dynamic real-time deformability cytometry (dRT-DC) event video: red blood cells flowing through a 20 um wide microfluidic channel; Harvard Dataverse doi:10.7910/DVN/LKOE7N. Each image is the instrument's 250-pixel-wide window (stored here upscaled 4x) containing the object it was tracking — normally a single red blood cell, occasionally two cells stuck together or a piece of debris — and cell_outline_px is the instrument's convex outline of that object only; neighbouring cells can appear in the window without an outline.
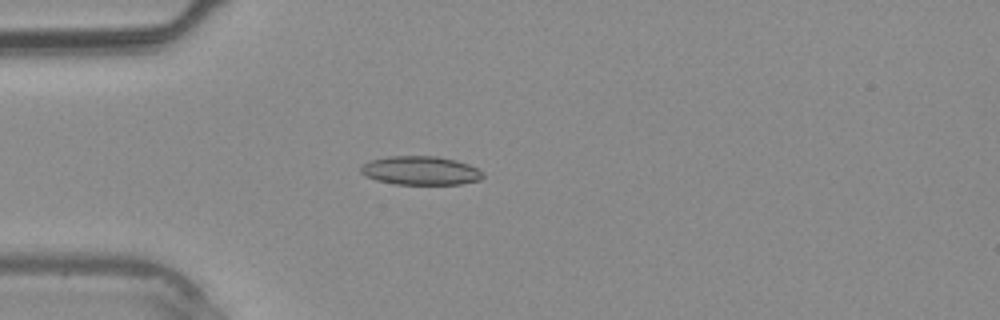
{"species": "common noctule bat (a hibernating species)", "species_latin": "Nyctalus noctula", "temperature_condition": "warm", "stored_images_in_passage": 31, "camera_frame_rate_fps": 3000, "um_per_image_px": 0.085, "animal": {"sex": "male", "body_mass_g": 20.4}, "frame": {"image": 1, "passage_image": 3, "time_ms": 0.667, "image_size_px": [1000, 320], "cell_outline_px": [[484, 176], [480, 180], [460, 184], [396, 184], [376, 180], [364, 176], [360, 172], [360, 164], [372, 160], [388, 156], [436, 156], [456, 160], [468, 164], [484, 172]], "centroid_in_image_um": [35.73, 14.5], "position_along_channel_um": 49.3, "area_um2": 20.58}}
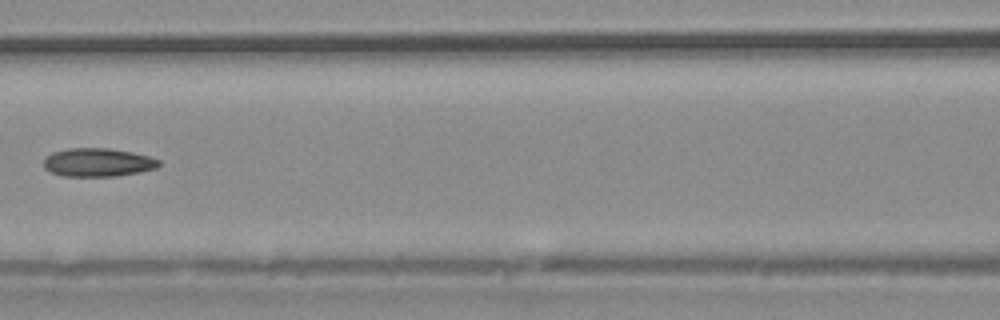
{"frame": {"image": 2, "passage_image": 10, "time_ms": 3.0, "image_size_px": [1000, 320], "cell_outline_px": [[160, 164], [156, 168], [140, 172], [116, 176], [64, 176], [52, 172], [44, 168], [44, 156], [52, 152], [68, 148], [108, 148], [132, 152], [148, 156], [160, 160]], "centroid_in_image_um": [8.3, 13.8], "position_along_channel_um": 158.3, "area_um2": 19.13}}
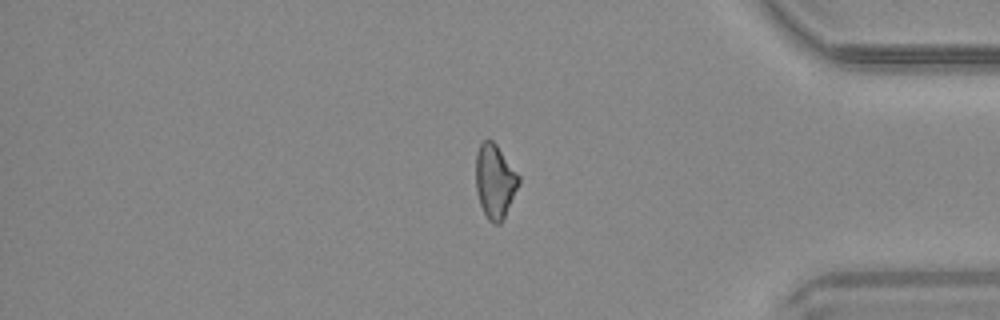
{"frame": {"image": 3, "passage_image": 25, "time_ms": 8.0, "image_size_px": [1000, 320], "cell_outline_px": [[520, 184], [500, 224], [492, 224], [488, 220], [480, 204], [476, 192], [476, 152], [480, 144], [484, 140], [492, 140], [496, 144], [520, 176]], "centroid_in_image_um": [42.06, 15.4], "position_along_channel_um": 393.1, "area_um2": 18.5}}